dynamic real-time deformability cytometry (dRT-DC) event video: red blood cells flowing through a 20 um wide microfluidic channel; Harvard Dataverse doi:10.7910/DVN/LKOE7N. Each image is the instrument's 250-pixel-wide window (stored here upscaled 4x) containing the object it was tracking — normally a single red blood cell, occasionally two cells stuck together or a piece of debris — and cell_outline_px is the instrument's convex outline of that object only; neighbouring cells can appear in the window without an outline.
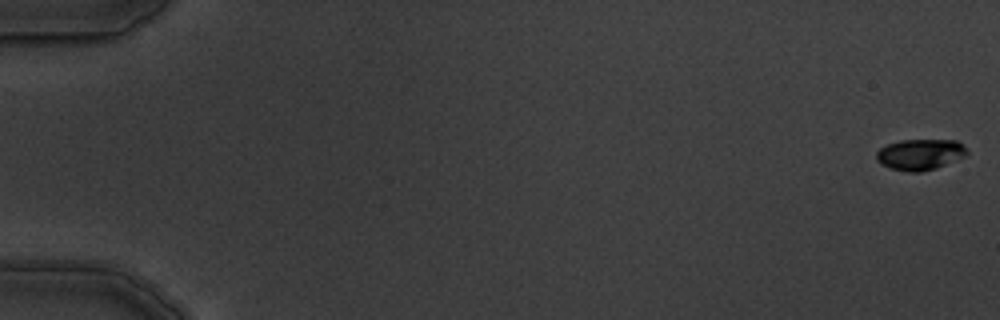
{"species": "common noctule bat (a hibernating species)", "species_latin": "Nyctalus noctula", "temperature_condition": "warm", "stored_images_in_passage": 6, "camera_frame_rate_fps": 3000, "um_per_image_px": 0.085, "animal": {"sex": "male", "body_mass_g": 19.5, "forearm_length_mm": 54.6}, "frame": {"image": 1, "passage_image": 1, "time_ms": 0.0, "image_size_px": [1000, 320], "cell_outline_px": [[968, 152], [964, 156], [936, 168], [920, 172], [908, 172], [888, 168], [880, 164], [876, 160], [876, 152], [880, 148], [888, 144], [900, 140], [956, 140], [964, 144], [968, 148]], "centroid_in_image_um": [78.19, 13.13], "position_along_channel_um": 6.8, "area_um2": 16.47}}
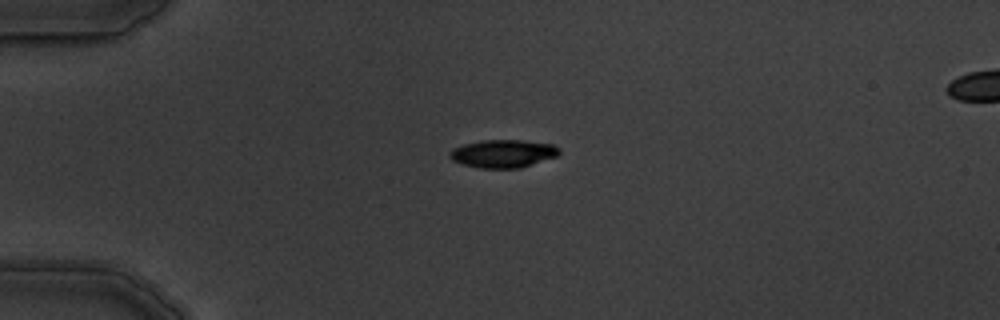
{"frame": {"image": 2, "passage_image": 5, "time_ms": 4.667, "image_size_px": [1000, 320], "cell_outline_px": [[560, 152], [556, 156], [520, 168], [480, 168], [464, 164], [452, 160], [448, 156], [448, 152], [452, 148], [464, 144], [480, 140], [524, 140], [552, 144], [560, 148]], "centroid_in_image_um": [42.73, 13.04], "position_along_channel_um": 42.3, "area_um2": 17.86}}